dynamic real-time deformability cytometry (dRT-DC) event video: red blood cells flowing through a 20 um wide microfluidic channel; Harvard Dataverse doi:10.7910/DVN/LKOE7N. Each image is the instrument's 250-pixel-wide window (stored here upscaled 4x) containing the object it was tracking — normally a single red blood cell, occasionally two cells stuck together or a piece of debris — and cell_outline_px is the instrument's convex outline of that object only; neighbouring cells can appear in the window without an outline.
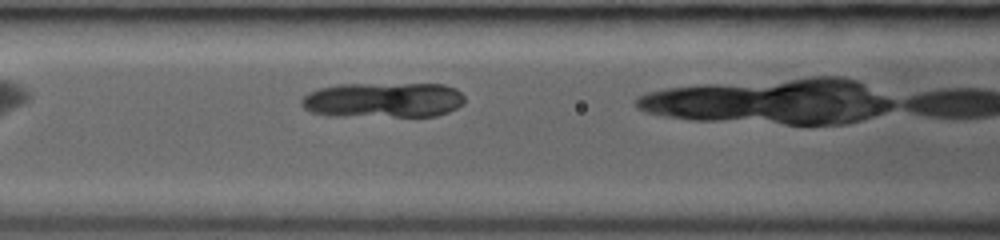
{"species": "common noctule bat (a hibernating species)", "species_latin": "Nyctalus noctula", "temperature_condition": "room temperature", "stored_images_in_passage": 4, "camera_frame_rate_fps": 3000, "um_per_image_px": 0.085, "animal": {"sex": "female", "body_mass_g": 19.0, "forearm_length_mm": 53.3}, "frame": {"image": 1, "passage_image": 3, "time_ms": 1.667, "image_size_px": [1000, 240], "cell_outline_px": [[464, 104], [448, 112], [436, 116], [328, 116], [312, 112], [304, 108], [300, 104], [300, 100], [308, 92], [320, 88], [336, 84], [444, 84], [456, 88], [464, 96]], "centroid_in_image_um": [32.57, 8.5], "position_along_channel_um": 134.0, "area_um2": 33.87}}